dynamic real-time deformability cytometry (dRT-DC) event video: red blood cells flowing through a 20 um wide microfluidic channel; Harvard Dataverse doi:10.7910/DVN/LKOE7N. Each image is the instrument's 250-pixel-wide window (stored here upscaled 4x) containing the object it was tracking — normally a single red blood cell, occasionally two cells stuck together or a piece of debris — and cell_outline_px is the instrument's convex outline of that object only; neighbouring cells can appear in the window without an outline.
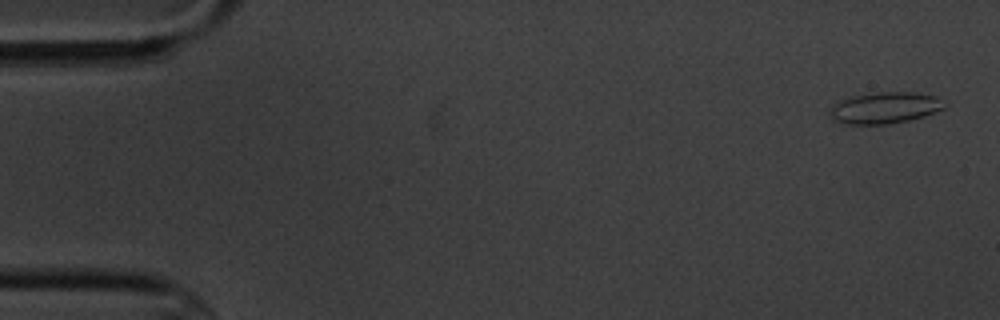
{"species": "common noctule bat (a hibernating species)", "species_latin": "Nyctalus noctula", "temperature_condition": "cold", "stored_images_in_passage": 17, "camera_frame_rate_fps": 3000, "um_per_image_px": 0.085, "animal": {"sex": "male", "body_mass_g": 20.1, "forearm_length_mm": 53.5}, "frame": {"image": 1, "passage_image": 1, "time_ms": 0.0, "image_size_px": [1000, 320], "cell_outline_px": [[948, 104], [944, 108], [924, 116], [908, 120], [888, 124], [848, 124], [832, 120], [828, 112], [828, 108], [840, 100], [852, 96], [880, 92], [916, 92], [936, 96]], "centroid_in_image_um": [75.19, 9.16], "position_along_channel_um": 9.8, "area_um2": 21.1}}
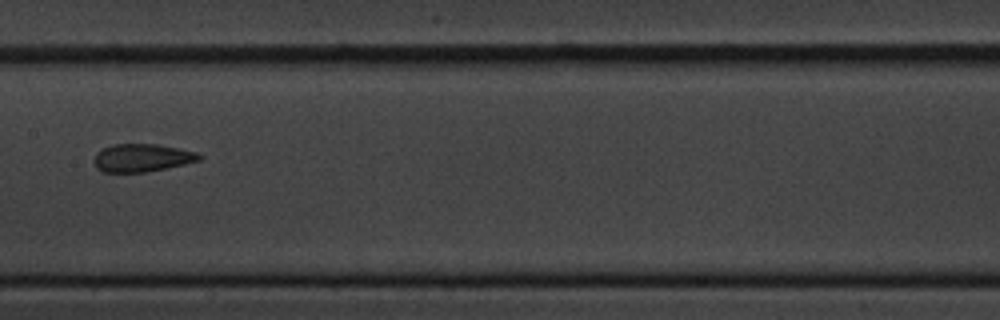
{"frame": {"image": 2, "passage_image": 9, "time_ms": 9.0, "image_size_px": [1000, 320], "cell_outline_px": [[204, 156], [200, 160], [184, 164], [144, 172], [104, 172], [96, 168], [92, 160], [96, 152], [112, 144], [156, 144], [196, 152]], "centroid_in_image_um": [12.03, 13.41], "position_along_channel_um": 195.4, "area_um2": 17.05}}
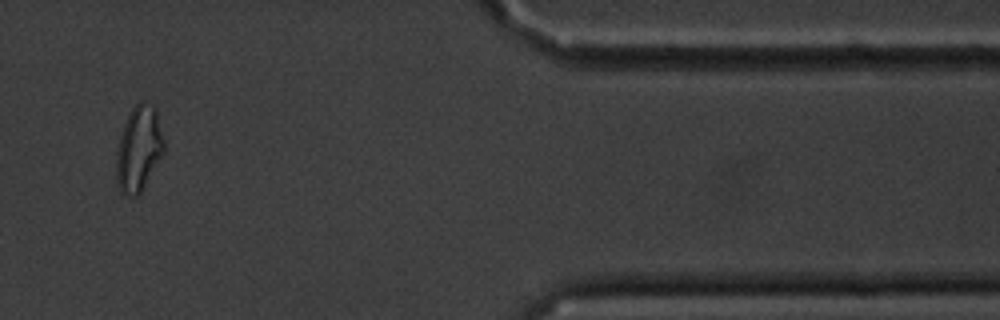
{"frame": {"image": 3, "passage_image": 15, "time_ms": 16.0, "image_size_px": [1000, 320], "cell_outline_px": [[164, 152], [140, 192], [136, 196], [124, 196], [120, 192], [116, 180], [116, 152], [120, 136], [124, 124], [132, 108], [140, 100], [144, 100], [156, 108], [164, 140]], "centroid_in_image_um": [11.78, 12.64], "position_along_channel_um": 399.6, "area_um2": 23.7}, "authors_computed_cell_mechanics": {"area_um2": 19.0162, "velocity_mm_per_s": 3.4579, "shape_relaxation_time_tau1_ms": 8.0774, "shape_relaxation_time_tau2_ms": 2.296, "deformation_change_tau1": 0.1834, "deformation_change_tau2": 0.0791}}